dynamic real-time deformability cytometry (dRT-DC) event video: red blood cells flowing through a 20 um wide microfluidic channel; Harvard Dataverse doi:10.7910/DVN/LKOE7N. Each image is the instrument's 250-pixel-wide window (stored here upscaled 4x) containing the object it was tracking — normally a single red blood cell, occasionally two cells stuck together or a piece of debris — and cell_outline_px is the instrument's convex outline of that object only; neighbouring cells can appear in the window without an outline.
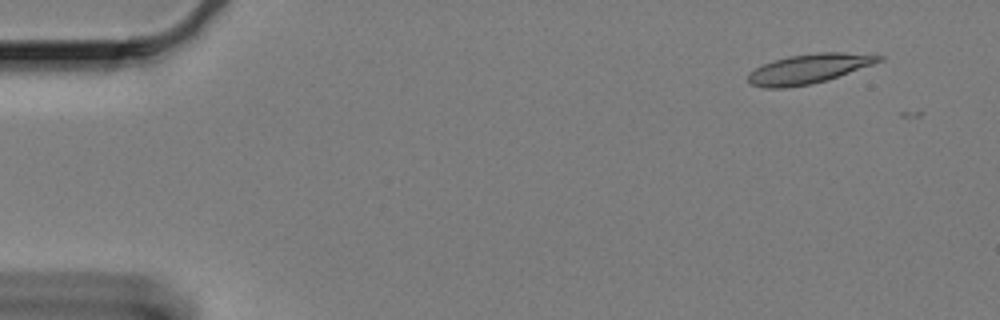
{"species": "Egyptian fruit bat (a non-hibernating species)", "species_latin": "Rousettus aegyptiacus", "temperature_condition": "cold", "stored_images_in_passage": 54, "camera_frame_rate_fps": 3000, "um_per_image_px": 0.085, "animal": {"sex": "female"}, "frame": {"image": 1, "passage_image": 1, "time_ms": 0.0, "image_size_px": [1000, 320], "cell_outline_px": [[884, 60], [828, 80], [808, 84], [784, 88], [764, 88], [748, 84], [748, 72], [772, 60], [788, 56], [816, 52], [844, 52], [884, 56]], "centroid_in_image_um": [68.72, 5.84], "position_along_channel_um": 16.3, "area_um2": 22.54}}
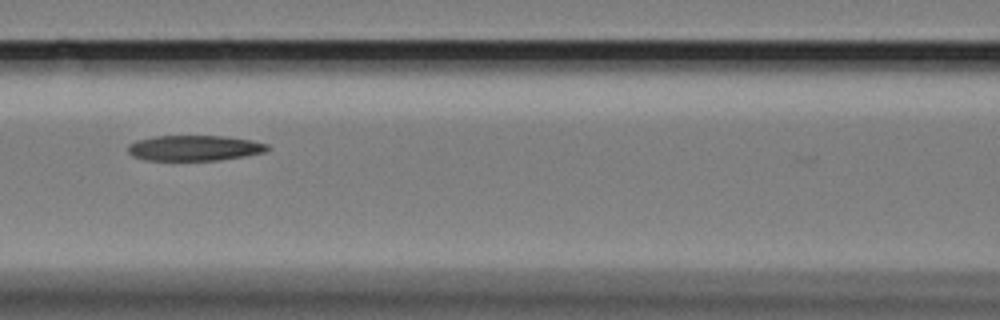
{"frame": {"image": 2, "passage_image": 23, "time_ms": 7.333, "image_size_px": [1000, 320], "cell_outline_px": [[272, 148], [264, 152], [244, 156], [220, 160], [144, 160], [132, 156], [128, 152], [128, 144], [136, 140], [156, 136], [224, 136], [252, 140], [268, 144]], "centroid_in_image_um": [16.53, 12.58], "position_along_channel_um": 150.1, "area_um2": 20.81}}
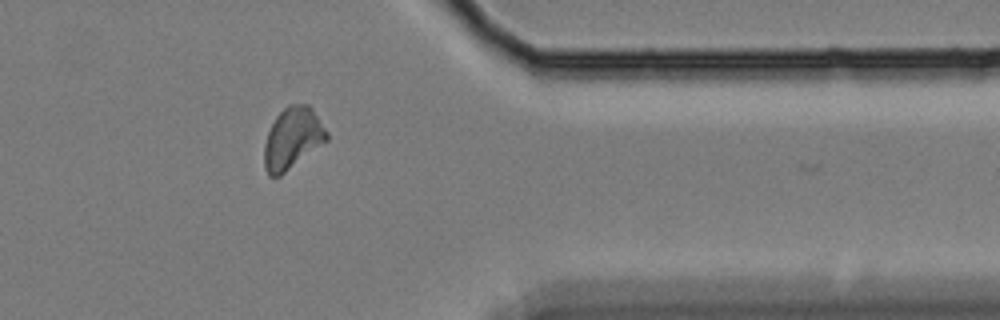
{"frame": {"image": 3, "passage_image": 46, "time_ms": 15.0, "image_size_px": [1000, 320], "cell_outline_px": [[328, 140], [280, 176], [268, 176], [264, 168], [264, 144], [268, 132], [276, 116], [288, 104], [308, 104], [312, 108], [328, 132]], "centroid_in_image_um": [24.86, 11.76], "position_along_channel_um": 386.5, "area_um2": 22.37}, "authors_computed_cell_mechanics": {"area_um2": 21.675, "velocity_mm_per_s": 3.2603, "shape_relaxation_time_tau1_ms": null, "shape_relaxation_time_tau2_ms": 4.2738, "deformation_change_tau1": null, "deformation_change_tau2": 0.1196}}